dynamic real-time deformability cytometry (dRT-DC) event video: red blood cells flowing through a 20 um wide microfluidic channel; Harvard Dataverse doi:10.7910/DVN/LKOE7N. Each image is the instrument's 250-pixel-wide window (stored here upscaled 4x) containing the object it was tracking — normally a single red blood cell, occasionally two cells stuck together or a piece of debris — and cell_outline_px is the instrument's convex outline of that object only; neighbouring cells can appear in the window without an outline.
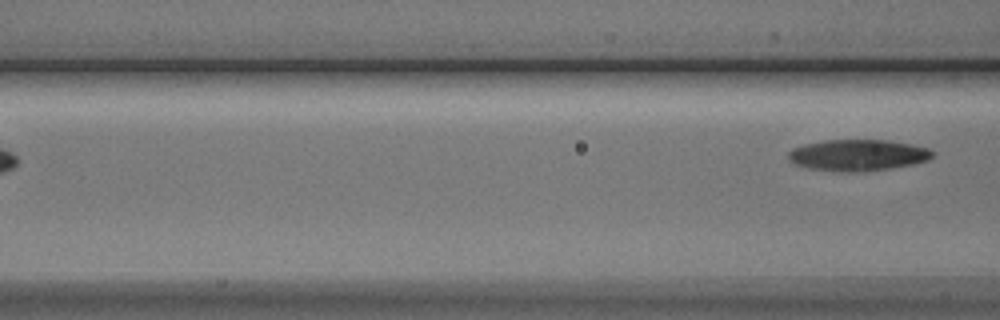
{"species": "Egyptian fruit bat (a non-hibernating species)", "species_latin": "Rousettus aegyptiacus", "temperature_condition": "cold", "stored_images_in_passage": 7, "camera_frame_rate_fps": 3000, "um_per_image_px": 0.085, "animal": {"sex": "male"}, "frame": {"image": 1, "passage_image": 7, "time_ms": 7.333, "image_size_px": [1000, 320], "cell_outline_px": [[936, 152], [928, 160], [912, 164], [892, 168], [856, 172], [840, 172], [808, 168], [796, 164], [788, 160], [788, 152], [792, 148], [804, 144], [824, 140], [888, 140], [912, 144], [928, 148]], "centroid_in_image_um": [72.91, 13.18], "position_along_channel_um": 93.7, "area_um2": 26.47}}